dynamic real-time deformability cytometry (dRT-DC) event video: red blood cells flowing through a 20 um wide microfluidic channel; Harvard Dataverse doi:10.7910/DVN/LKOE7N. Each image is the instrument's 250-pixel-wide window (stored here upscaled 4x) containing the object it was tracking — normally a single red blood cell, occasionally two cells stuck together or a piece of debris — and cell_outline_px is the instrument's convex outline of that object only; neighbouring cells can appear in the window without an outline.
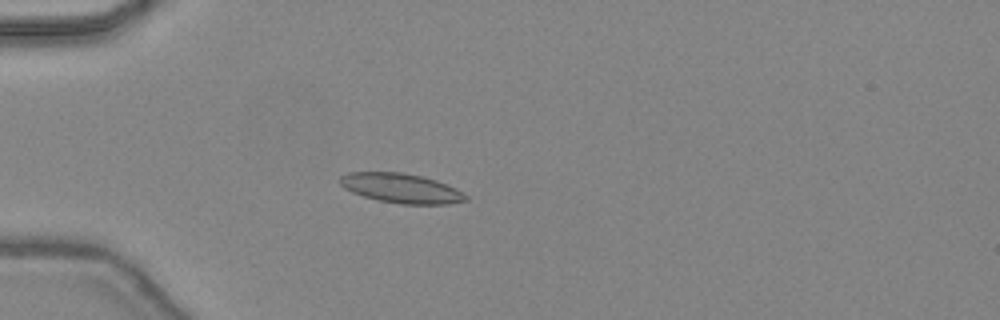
{"species": "common noctule bat (a hibernating species)", "species_latin": "Nyctalus noctula", "temperature_condition": "warm", "stored_images_in_passage": 48, "camera_frame_rate_fps": 3000, "um_per_image_px": 0.085, "animal": {"sex": "female", "body_mass_g": 24.6, "forearm_length_mm": 56.2}, "frame": {"image": 1, "passage_image": 15, "time_ms": 4.667, "image_size_px": [1000, 320], "cell_outline_px": [[468, 200], [448, 204], [400, 204], [376, 200], [352, 192], [344, 188], [340, 184], [340, 176], [348, 172], [400, 172], [424, 176], [448, 184], [456, 188], [468, 196]], "centroid_in_image_um": [34.11, 16.0], "position_along_channel_um": 50.9, "area_um2": 21.85}}
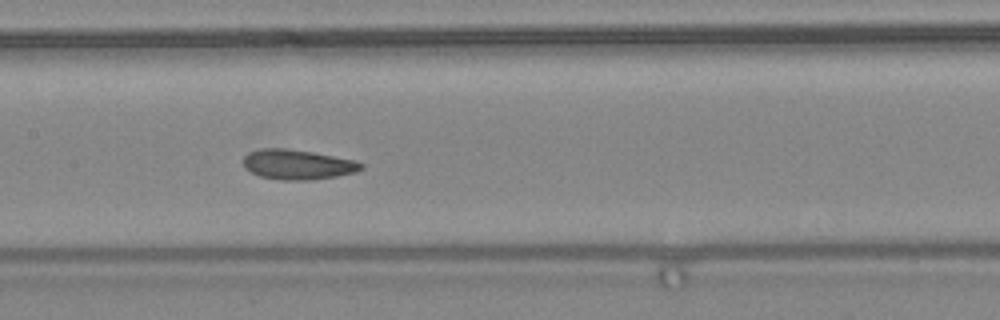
{"frame": {"image": 2, "passage_image": 25, "time_ms": 8.0, "image_size_px": [1000, 320], "cell_outline_px": [[364, 168], [356, 172], [336, 176], [312, 180], [280, 180], [260, 176], [244, 168], [244, 156], [248, 152], [260, 148], [284, 148], [312, 152], [356, 160], [364, 164]], "centroid_in_image_um": [25.31, 13.98], "position_along_channel_um": 182.1, "area_um2": 20.63}}
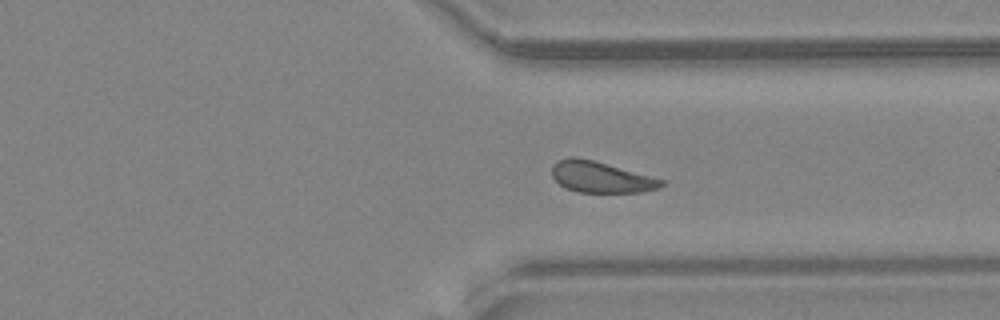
{"frame": {"image": 3, "passage_image": 37, "time_ms": 12.0, "image_size_px": [1000, 320], "cell_outline_px": [[664, 184], [660, 188], [640, 192], [576, 192], [564, 188], [552, 176], [552, 164], [556, 160], [568, 156], [576, 156], [592, 160], [664, 180]], "centroid_in_image_um": [51.01, 15.05], "position_along_channel_um": 360.4, "area_um2": 19.77}, "authors_computed_cell_mechanics": {"area_um2": 20.519, "velocity_mm_per_s": 4.4566, "shape_relaxation_time_tau1_ms": 11.2137, "shape_relaxation_time_tau2_ms": 2.8188, "deformation_change_tau1": 0.1936, "deformation_change_tau2": 0.0942}}